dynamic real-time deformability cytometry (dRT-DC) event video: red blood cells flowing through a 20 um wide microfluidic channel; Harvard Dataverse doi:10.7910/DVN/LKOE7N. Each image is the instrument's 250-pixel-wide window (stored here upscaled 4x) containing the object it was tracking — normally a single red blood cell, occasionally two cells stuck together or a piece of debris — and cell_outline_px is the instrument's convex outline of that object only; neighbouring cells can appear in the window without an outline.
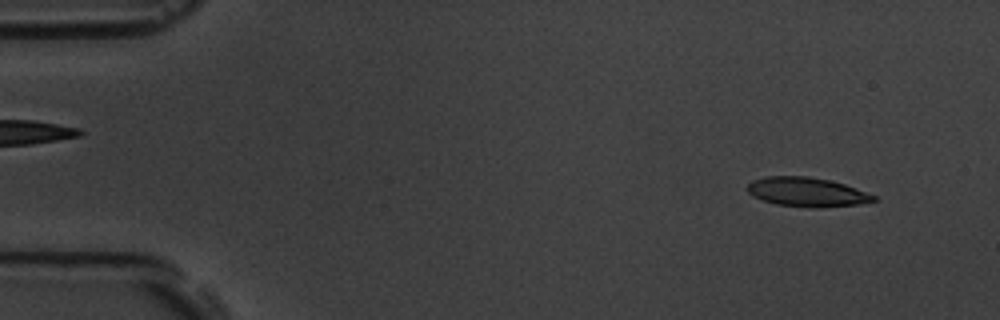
{"species": "common noctule bat (a hibernating species)", "species_latin": "Nyctalus noctula", "temperature_condition": "room temperature", "stored_images_in_passage": 55, "camera_frame_rate_fps": 3000, "um_per_image_px": 0.085, "animal": {"sex": "male", "body_mass_g": 19.5, "forearm_length_mm": 54.6}, "frame": {"image": 1, "passage_image": 4, "time_ms": 1.0, "image_size_px": [1000, 320], "cell_outline_px": [[880, 200], [856, 204], [816, 208], [776, 204], [752, 196], [748, 192], [748, 184], [752, 180], [764, 176], [808, 176], [828, 180], [844, 184], [856, 188], [876, 196]], "centroid_in_image_um": [68.58, 16.31], "position_along_channel_um": 16.4, "area_um2": 21.39}}
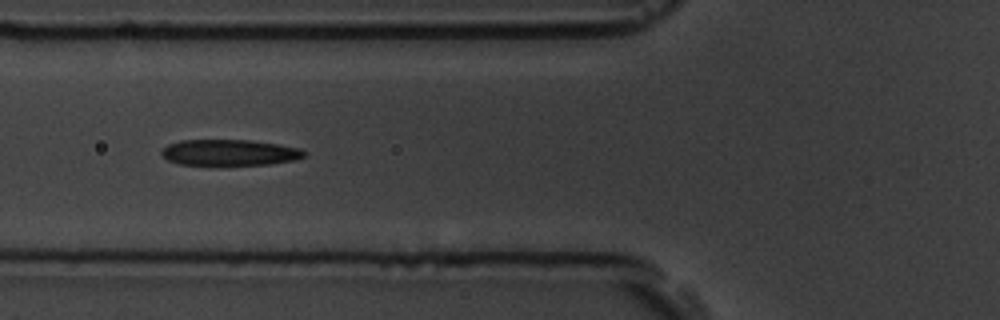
{"frame": {"image": 2, "passage_image": 20, "time_ms": 6.333, "image_size_px": [1000, 320], "cell_outline_px": [[308, 152], [304, 156], [296, 160], [272, 164], [180, 164], [168, 160], [160, 152], [168, 144], [180, 140], [248, 140], [276, 144], [300, 148]], "centroid_in_image_um": [19.54, 12.95], "position_along_channel_um": 106.3, "area_um2": 21.39}}
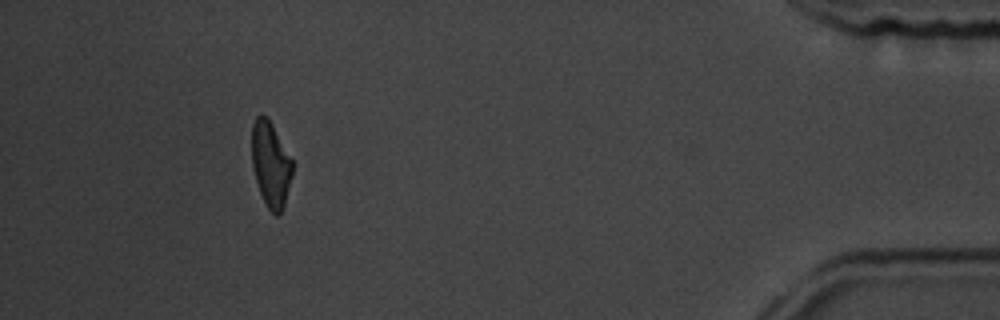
{"frame": {"image": 3, "passage_image": 50, "time_ms": 16.333, "image_size_px": [1000, 320], "cell_outline_px": [[292, 176], [284, 204], [280, 212], [276, 216], [268, 208], [260, 192], [256, 180], [252, 164], [252, 124], [256, 116], [260, 112], [272, 124], [292, 160]], "centroid_in_image_um": [23.0, 13.94], "position_along_channel_um": 412.2, "area_um2": 19.83}, "authors_computed_cell_mechanics": {"area_um2": 21.964, "velocity_mm_per_s": 3.6766, "shape_relaxation_time_tau1_ms": 3.7932, "shape_relaxation_time_tau2_ms": 1.4476, "deformation_change_tau1": 0.1606, "deformation_change_tau2": 0.0928}}